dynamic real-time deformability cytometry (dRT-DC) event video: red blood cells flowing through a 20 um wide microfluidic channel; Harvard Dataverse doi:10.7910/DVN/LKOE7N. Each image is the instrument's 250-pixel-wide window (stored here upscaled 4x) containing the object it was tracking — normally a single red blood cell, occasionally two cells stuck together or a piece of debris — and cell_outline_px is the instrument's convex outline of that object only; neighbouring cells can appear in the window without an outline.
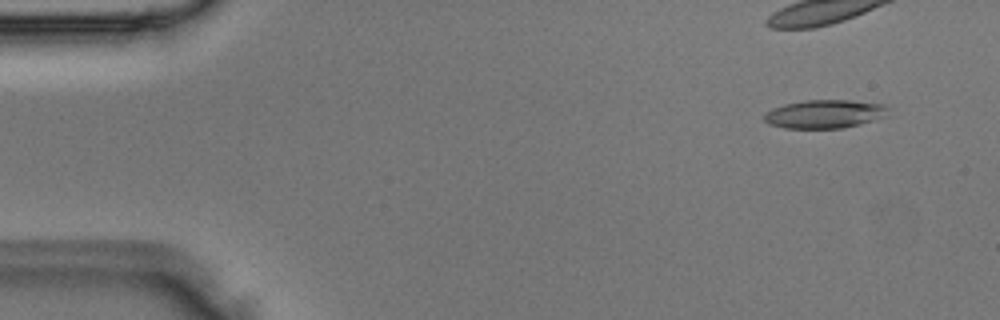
{"species": "Egyptian fruit bat (a non-hibernating species)", "species_latin": "Rousettus aegyptiacus", "temperature_condition": "room temperature", "stored_images_in_passage": 5, "camera_frame_rate_fps": 3000, "um_per_image_px": 0.085, "animal": {"sex": "male"}, "frame": {"image": 1, "passage_image": 2, "time_ms": 0.333, "image_size_px": [1000, 320], "cell_outline_px": [[892, 116], [844, 128], [784, 128], [768, 124], [764, 120], [764, 112], [772, 108], [784, 104], [804, 100], [848, 100], [884, 104], [888, 108]], "centroid_in_image_um": [70.14, 9.69], "position_along_channel_um": 14.9, "area_um2": 20.98}}